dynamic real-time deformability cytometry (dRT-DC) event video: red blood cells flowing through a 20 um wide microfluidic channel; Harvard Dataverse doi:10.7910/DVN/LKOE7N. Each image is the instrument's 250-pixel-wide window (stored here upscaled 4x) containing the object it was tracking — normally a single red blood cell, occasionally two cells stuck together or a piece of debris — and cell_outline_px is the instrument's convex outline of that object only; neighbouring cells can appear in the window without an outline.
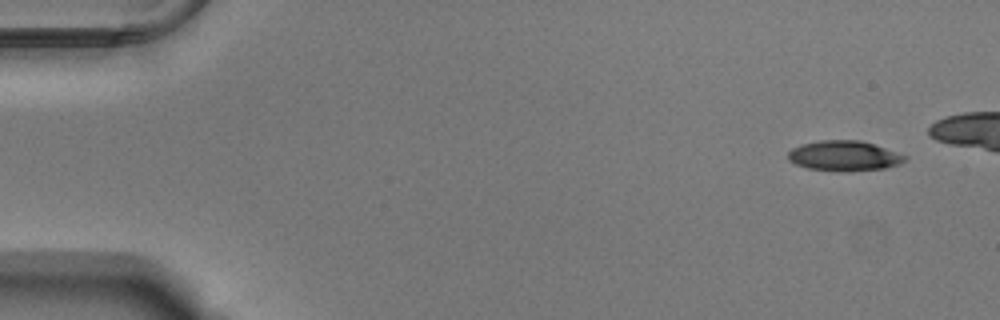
{"species": "Egyptian fruit bat (a non-hibernating species)", "species_latin": "Rousettus aegyptiacus", "temperature_condition": "warm", "stored_images_in_passage": 45, "camera_frame_rate_fps": 3000, "um_per_image_px": 0.085, "animal": {"sex": "male"}, "frame": {"image": 1, "passage_image": 1, "time_ms": 0.0, "image_size_px": [1000, 320], "cell_outline_px": [[908, 156], [904, 160], [896, 164], [884, 168], [848, 172], [840, 172], [808, 168], [796, 164], [788, 160], [788, 152], [792, 148], [800, 144], [820, 140], [860, 140]], "centroid_in_image_um": [71.69, 13.25], "position_along_channel_um": 13.3, "area_um2": 20.46}}
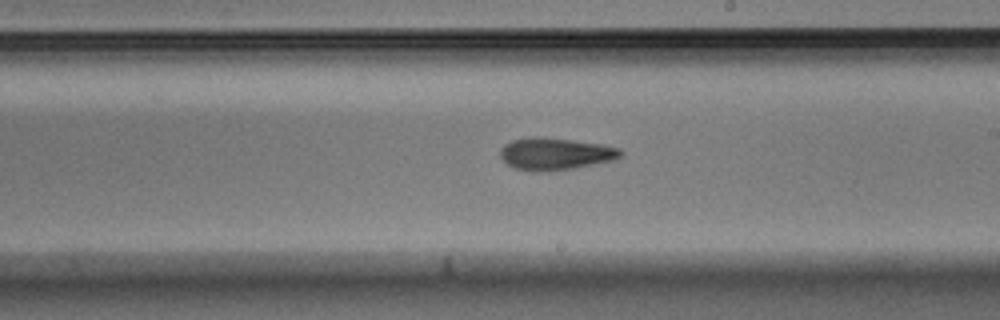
{"frame": {"image": 2, "passage_image": 29, "time_ms": 9.333, "image_size_px": [1000, 320], "cell_outline_px": [[624, 156], [616, 160], [576, 168], [540, 172], [532, 172], [516, 168], [508, 164], [500, 156], [500, 148], [504, 144], [512, 140], [528, 136], [544, 136], [600, 144], [620, 148], [624, 152]], "centroid_in_image_um": [47.23, 13.07], "position_along_channel_um": 241.8, "area_um2": 23.0}}
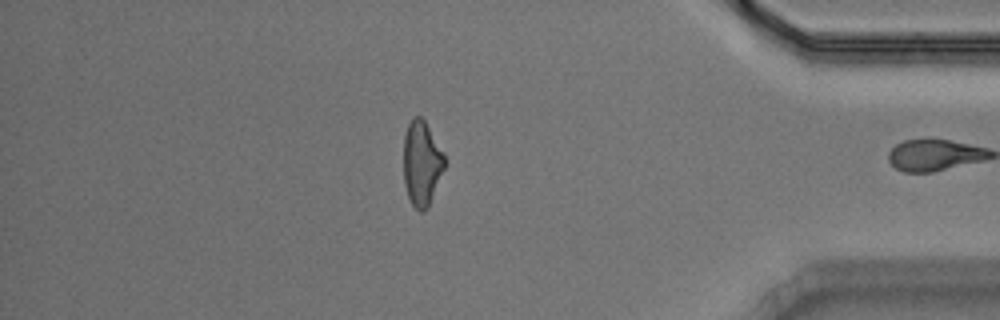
{"frame": {"image": 3, "passage_image": 44, "time_ms": 14.333, "image_size_px": [1000, 320], "cell_outline_px": [[444, 168], [428, 208], [424, 212], [420, 212], [412, 204], [408, 196], [404, 184], [404, 136], [408, 124], [416, 116], [420, 116], [424, 120], [444, 152]], "centroid_in_image_um": [35.84, 13.9], "position_along_channel_um": 399.4, "area_um2": 20.11}, "authors_computed_cell_mechanics": {"area_um2": 21.3282, "velocity_mm_per_s": 3.7932, "shape_relaxation_time_tau1_ms": 3.8114, "shape_relaxation_time_tau2_ms": 3.7862, "deformation_change_tau1": 0.1676, "deformation_change_tau2": 0.1415}}